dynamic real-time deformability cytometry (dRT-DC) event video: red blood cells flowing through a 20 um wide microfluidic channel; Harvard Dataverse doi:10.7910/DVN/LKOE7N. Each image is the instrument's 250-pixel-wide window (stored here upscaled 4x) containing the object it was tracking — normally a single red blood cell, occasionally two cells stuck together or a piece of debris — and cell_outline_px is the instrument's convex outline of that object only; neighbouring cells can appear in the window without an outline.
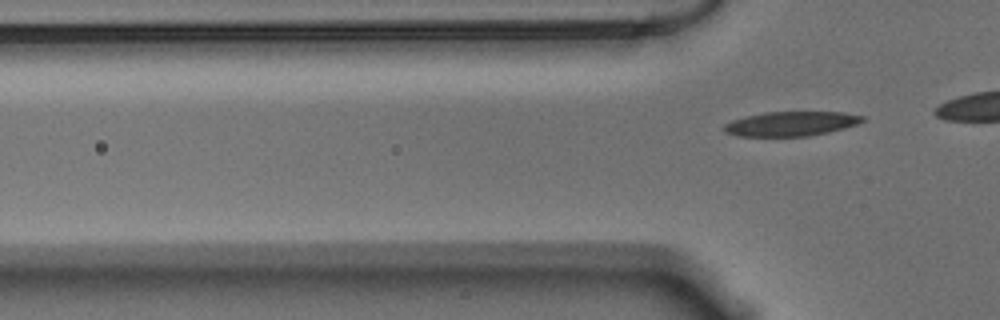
{"species": "Egyptian fruit bat (a non-hibernating species)", "species_latin": "Rousettus aegyptiacus", "temperature_condition": "warm", "stored_images_in_passage": 3, "camera_frame_rate_fps": 3000, "um_per_image_px": 0.085, "animal": {"sex": "male"}, "frame": {"image": 1, "passage_image": 3, "time_ms": 0.667, "image_size_px": [1000, 320], "cell_outline_px": [[864, 120], [856, 124], [844, 128], [828, 132], [808, 136], [736, 136], [724, 132], [724, 124], [732, 120], [744, 116], [764, 112], [844, 112], [864, 116]], "centroid_in_image_um": [67.2, 10.51], "position_along_channel_um": 58.6, "area_um2": 19.77}}